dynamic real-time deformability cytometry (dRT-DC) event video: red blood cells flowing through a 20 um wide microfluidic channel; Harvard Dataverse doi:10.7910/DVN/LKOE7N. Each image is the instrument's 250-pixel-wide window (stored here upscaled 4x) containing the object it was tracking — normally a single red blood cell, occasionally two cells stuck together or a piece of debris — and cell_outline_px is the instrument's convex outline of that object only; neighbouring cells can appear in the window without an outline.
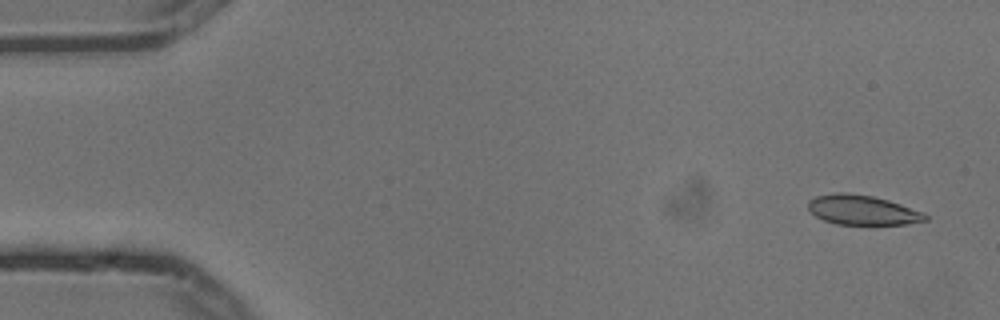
{"species": "common noctule bat (a hibernating species)", "species_latin": "Nyctalus noctula", "temperature_condition": "cold", "stored_images_in_passage": 4, "camera_frame_rate_fps": 3000, "um_per_image_px": 0.085, "animal": {"sex": "male", "body_mass_g": 13.3}, "frame": {"image": 1, "passage_image": 1, "time_ms": 0.0, "image_size_px": [1000, 320], "cell_outline_px": [[928, 220], [908, 224], [836, 224], [824, 220], [816, 216], [808, 208], [808, 200], [816, 196], [836, 192], [848, 192], [872, 196], [888, 200], [924, 212], [928, 216]], "centroid_in_image_um": [73.31, 17.84], "position_along_channel_um": 11.7, "area_um2": 20.29}}
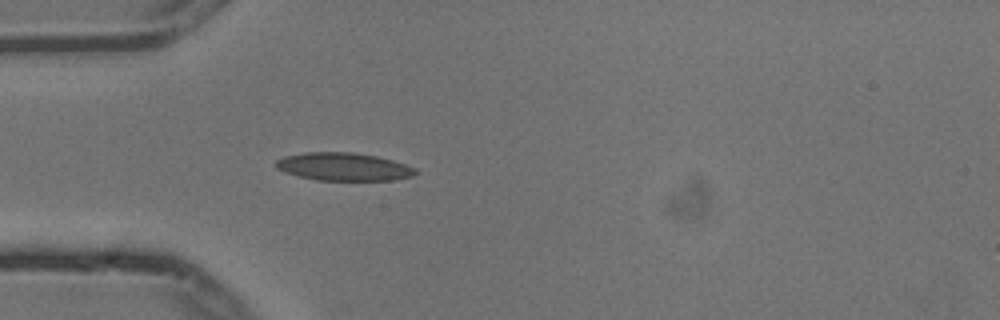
{"frame": {"image": 2, "passage_image": 4, "time_ms": 1.0, "image_size_px": [1000, 320], "cell_outline_px": [[416, 172], [412, 176], [392, 180], [316, 180], [284, 172], [276, 168], [276, 160], [284, 156], [304, 152], [352, 152], [376, 156], [392, 160], [416, 168]], "centroid_in_image_um": [29.18, 14.16], "position_along_channel_um": 55.8, "area_um2": 22.6}}